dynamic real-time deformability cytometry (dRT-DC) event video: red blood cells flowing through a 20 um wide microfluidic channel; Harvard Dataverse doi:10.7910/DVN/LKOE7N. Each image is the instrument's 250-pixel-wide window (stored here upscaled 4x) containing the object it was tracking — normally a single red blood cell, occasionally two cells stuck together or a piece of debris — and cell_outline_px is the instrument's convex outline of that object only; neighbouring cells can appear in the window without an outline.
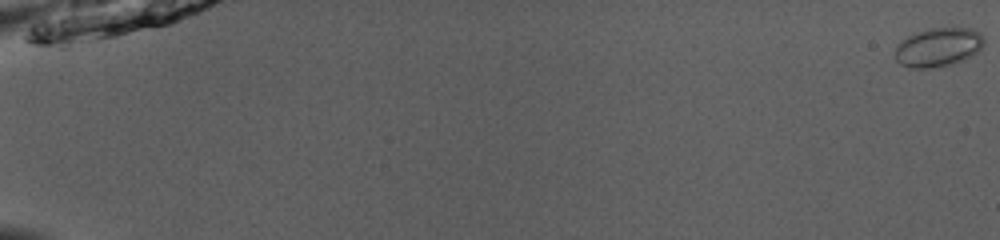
{"species": "common noctule bat (a hibernating species)", "species_latin": "Nyctalus noctula", "temperature_condition": "room temperature", "stored_images_in_passage": 54, "camera_frame_rate_fps": 3000, "um_per_image_px": 0.085, "animal": {"sex": "male", "body_mass_g": 13.0, "forearm_length_mm": 53.1}, "frame": {"image": 1, "passage_image": 1, "time_ms": 0.0, "image_size_px": [1000, 240], "cell_outline_px": [[984, 44], [972, 56], [964, 60], [932, 68], [908, 68], [900, 64], [896, 60], [896, 48], [908, 36], [916, 32], [928, 28], [972, 28], [980, 32], [984, 40]], "centroid_in_image_um": [79.77, 4.01], "position_along_channel_um": 5.2, "area_um2": 20.0}}
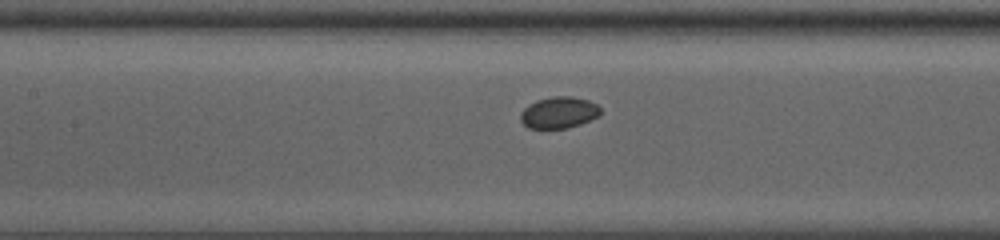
{"frame": {"image": 2, "passage_image": 28, "time_ms": 9.0, "image_size_px": [1000, 240], "cell_outline_px": [[600, 116], [580, 124], [568, 128], [528, 128], [520, 120], [520, 112], [528, 104], [536, 100], [552, 96], [572, 96], [588, 100], [596, 104], [600, 108]], "centroid_in_image_um": [47.49, 9.56], "position_along_channel_um": 159.9, "area_um2": 14.8}}
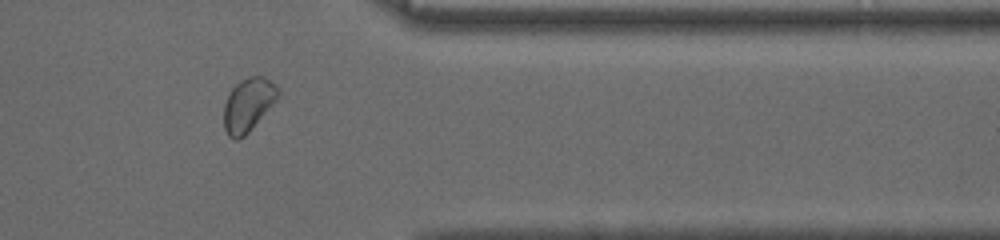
{"frame": {"image": 3, "passage_image": 46, "time_ms": 15.0, "image_size_px": [1000, 240], "cell_outline_px": [[280, 92], [276, 100], [248, 132], [244, 136], [236, 140], [228, 136], [224, 128], [224, 104], [228, 92], [240, 80], [248, 76], [264, 76], [276, 84], [280, 88]], "centroid_in_image_um": [21.09, 8.87], "position_along_channel_um": 390.3, "area_um2": 16.88}, "authors_computed_cell_mechanics": {"area_um2": 15.606, "velocity_mm_per_s": 3.9497, "shape_relaxation_time_tau1_ms": 1.5759, "shape_relaxation_time_tau2_ms": null, "deformation_change_tau1": 0.0381, "deformation_change_tau2": null}}